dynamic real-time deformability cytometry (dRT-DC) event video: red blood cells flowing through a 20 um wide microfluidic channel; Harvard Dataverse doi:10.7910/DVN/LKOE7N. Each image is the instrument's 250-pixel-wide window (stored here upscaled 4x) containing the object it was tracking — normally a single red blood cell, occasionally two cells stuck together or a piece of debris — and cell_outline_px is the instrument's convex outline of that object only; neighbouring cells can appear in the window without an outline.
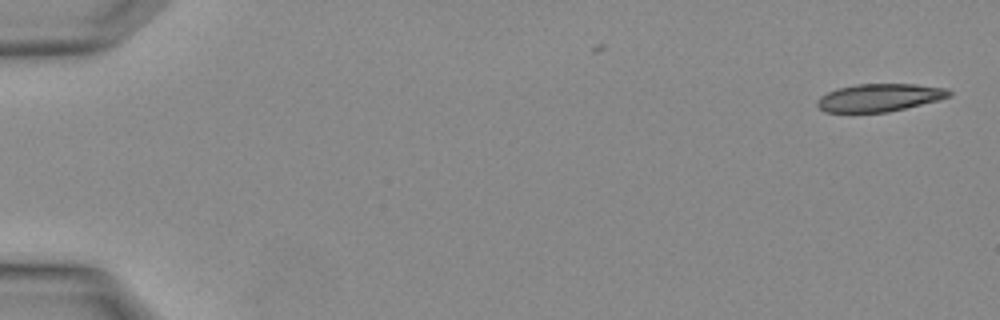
{"species": "Egyptian fruit bat (a non-hibernating species)", "species_latin": "Rousettus aegyptiacus", "temperature_condition": "warm", "stored_images_in_passage": 3, "camera_frame_rate_fps": 3000, "um_per_image_px": 0.085, "animal": {"sex": "female"}, "frame": {"image": 1, "passage_image": 3, "time_ms": 0.667, "image_size_px": [1000, 320], "cell_outline_px": [[952, 96], [940, 100], [888, 112], [824, 112], [816, 104], [816, 100], [820, 96], [836, 88], [856, 84], [916, 84], [948, 88], [952, 92]], "centroid_in_image_um": [74.78, 8.29], "position_along_channel_um": 10.2, "area_um2": 21.56}}